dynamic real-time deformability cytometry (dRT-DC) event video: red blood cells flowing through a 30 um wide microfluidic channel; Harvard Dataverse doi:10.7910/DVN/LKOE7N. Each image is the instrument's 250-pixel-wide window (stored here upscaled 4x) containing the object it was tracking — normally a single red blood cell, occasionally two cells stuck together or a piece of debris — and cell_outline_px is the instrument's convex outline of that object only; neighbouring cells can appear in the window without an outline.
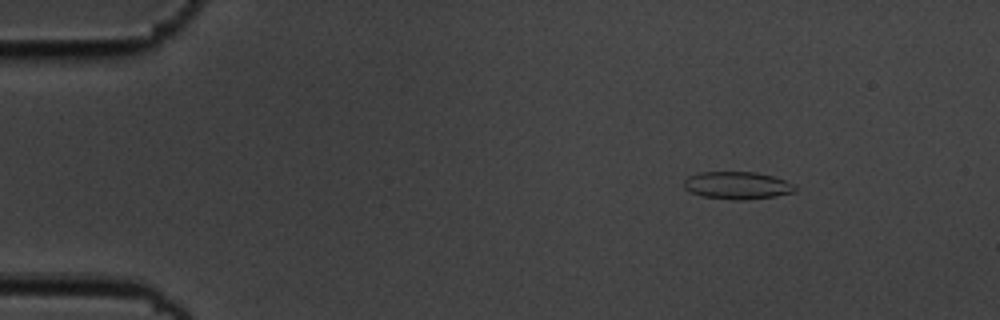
{"species": "common noctule bat (a hibernating species)", "species_latin": "Nyctalus noctula", "temperature_condition": "cold", "stored_images_in_passage": 11, "camera_frame_rate_fps": 3000, "um_per_image_px": 0.085, "animal": {"sex": "male", "body_mass_g": 19.5, "forearm_length_mm": 54.6}, "frame": {"image": 1, "passage_image": 2, "time_ms": 0.333, "image_size_px": [1000, 320], "cell_outline_px": [[796, 192], [776, 196], [744, 200], [732, 200], [704, 196], [692, 192], [684, 188], [684, 180], [688, 176], [700, 172], [756, 172], [772, 176], [784, 180], [792, 184], [796, 188]], "centroid_in_image_um": [62.67, 15.76], "position_along_channel_um": 22.3, "area_um2": 17.74}}
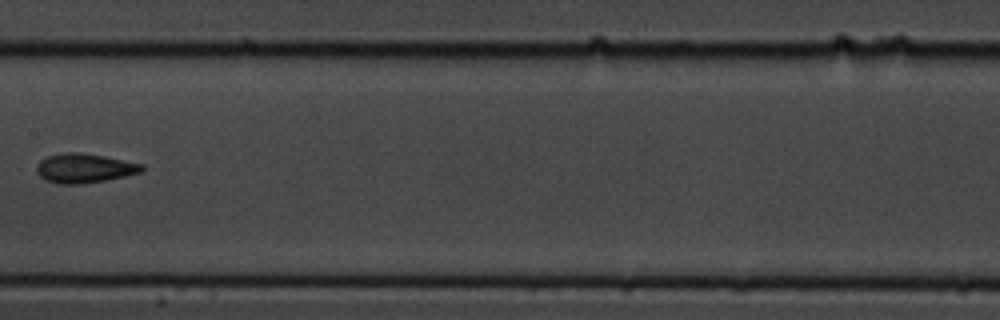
{"frame": {"image": 2, "passage_image": 8, "time_ms": 2.333, "image_size_px": [1000, 320], "cell_outline_px": [[144, 168], [140, 172], [108, 180], [80, 184], [56, 184], [40, 176], [36, 172], [36, 164], [40, 160], [48, 156], [64, 152], [80, 152], [104, 156], [144, 164]], "centroid_in_image_um": [7.15, 14.29], "position_along_channel_um": 200.2, "area_um2": 18.03}}
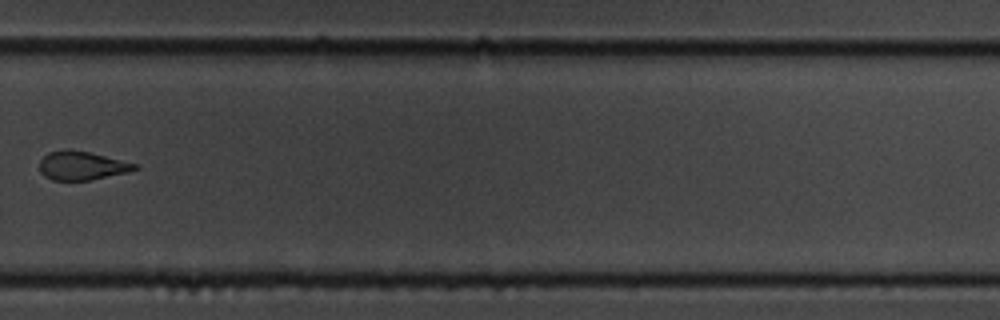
{"frame": {"image": 3, "passage_image": 11, "time_ms": 3.333, "image_size_px": [1000, 320], "cell_outline_px": [[140, 168], [128, 172], [92, 180], [52, 180], [44, 176], [40, 172], [40, 160], [48, 152], [68, 148], [88, 152], [140, 164]], "centroid_in_image_um": [6.98, 14.08], "position_along_channel_um": 322.8, "area_um2": 16.13}}